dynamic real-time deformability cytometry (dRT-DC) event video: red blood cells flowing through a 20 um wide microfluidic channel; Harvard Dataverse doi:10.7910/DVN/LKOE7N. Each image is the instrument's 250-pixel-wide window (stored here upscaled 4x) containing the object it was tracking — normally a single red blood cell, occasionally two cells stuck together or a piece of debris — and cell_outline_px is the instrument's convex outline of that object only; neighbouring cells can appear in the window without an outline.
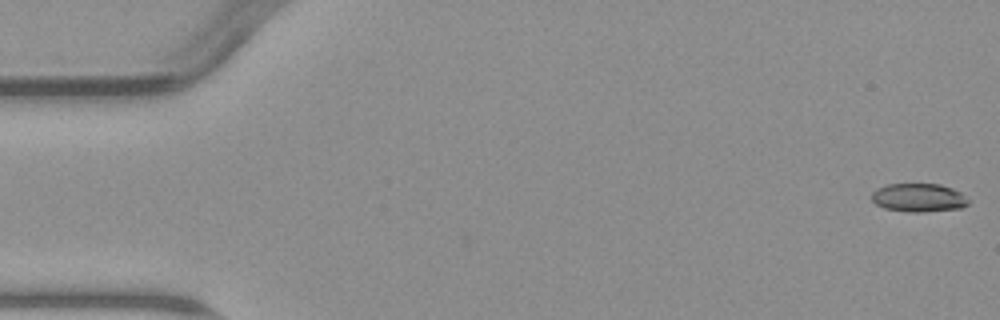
{"species": "common noctule bat (a hibernating species)", "species_latin": "Nyctalus noctula", "temperature_condition": "warm", "stored_images_in_passage": 5, "camera_frame_rate_fps": 3000, "um_per_image_px": 0.085, "animal": {"sex": "male", "body_mass_g": 23.1, "forearm_length_mm": 52.7}, "frame": {"image": 1, "passage_image": 1, "time_ms": 0.0, "image_size_px": [1000, 320], "cell_outline_px": [[972, 200], [968, 204], [960, 208], [924, 212], [908, 212], [884, 208], [876, 204], [872, 200], [872, 192], [876, 188], [888, 184], [940, 184], [952, 188], [960, 192]], "centroid_in_image_um": [78.11, 16.8], "position_along_channel_um": 6.9, "area_um2": 16.18}}
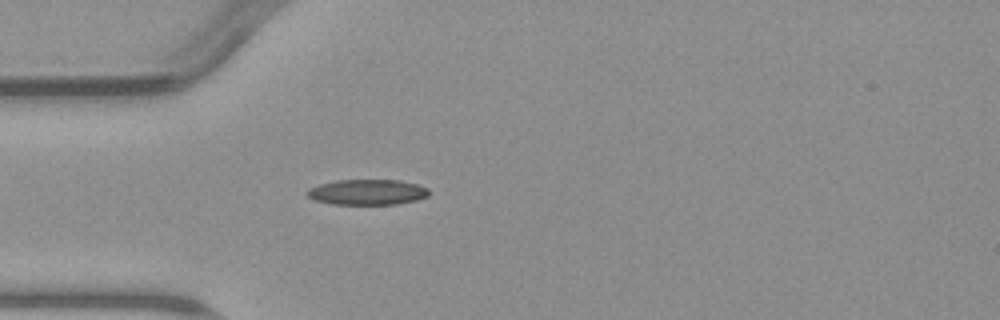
{"frame": {"image": 2, "passage_image": 5, "time_ms": 5.0, "image_size_px": [1000, 320], "cell_outline_px": [[428, 196], [416, 200], [396, 204], [332, 204], [316, 200], [308, 196], [304, 192], [308, 188], [320, 184], [336, 180], [400, 180], [416, 184], [428, 188]], "centroid_in_image_um": [31.2, 16.32], "position_along_channel_um": 53.8, "area_um2": 18.03}}